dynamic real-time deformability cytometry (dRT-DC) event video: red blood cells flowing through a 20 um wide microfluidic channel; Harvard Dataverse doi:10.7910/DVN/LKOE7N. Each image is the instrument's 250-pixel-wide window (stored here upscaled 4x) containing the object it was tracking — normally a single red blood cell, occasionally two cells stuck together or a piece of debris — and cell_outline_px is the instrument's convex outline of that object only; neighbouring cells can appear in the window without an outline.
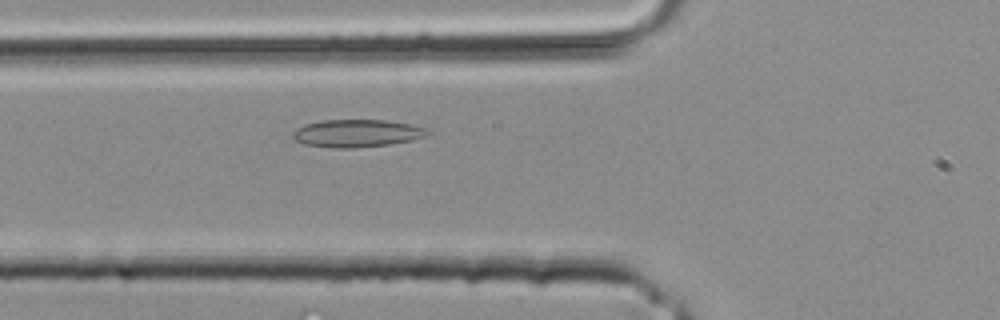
{"species": "common noctule bat (a hibernating species)", "species_latin": "Nyctalus noctula", "temperature_condition": "room temperature", "stored_images_in_passage": 31, "camera_frame_rate_fps": 3000, "um_per_image_px": 0.085, "animal": {"sex": "male", "body_mass_g": 20.4}, "frame": {"image": 1, "passage_image": 9, "time_ms": 2.667, "image_size_px": [1000, 320], "cell_outline_px": [[432, 132], [424, 136], [412, 140], [388, 144], [356, 148], [332, 148], [304, 144], [296, 140], [292, 136], [292, 132], [296, 128], [304, 124], [324, 120], [388, 120], [408, 124], [424, 128]], "centroid_in_image_um": [30.29, 11.33], "position_along_channel_um": 95.5, "area_um2": 21.62}}
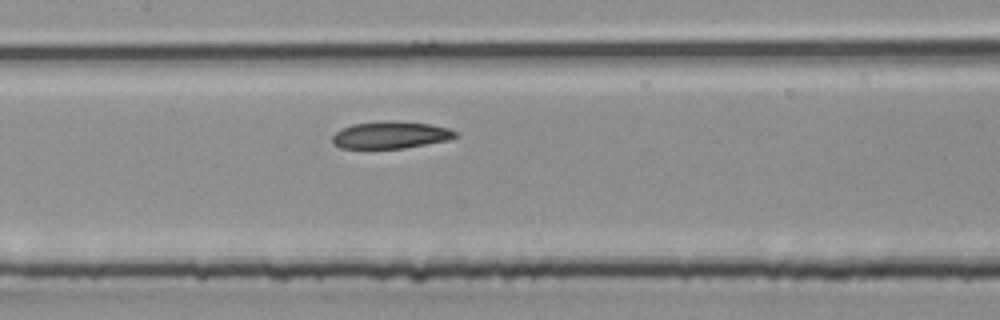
{"frame": {"image": 2, "passage_image": 13, "time_ms": 4.0, "image_size_px": [1000, 320], "cell_outline_px": [[460, 136], [448, 140], [404, 148], [340, 148], [332, 144], [332, 136], [336, 132], [352, 124], [384, 120], [392, 120], [432, 124], [448, 128], [456, 132]], "centroid_in_image_um": [33.21, 11.46], "position_along_channel_um": 174.2, "area_um2": 19.59}}
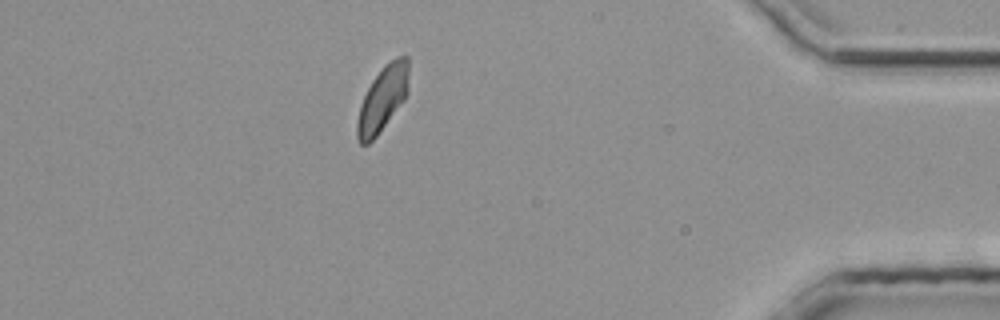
{"frame": {"image": 3, "passage_image": 27, "time_ms": 8.667, "image_size_px": [1000, 320], "cell_outline_px": [[408, 92], [404, 100], [376, 136], [368, 144], [360, 144], [356, 136], [356, 120], [360, 104], [372, 80], [384, 64], [396, 56], [408, 56]], "centroid_in_image_um": [32.51, 8.39], "position_along_channel_um": 402.7, "area_um2": 19.59}}